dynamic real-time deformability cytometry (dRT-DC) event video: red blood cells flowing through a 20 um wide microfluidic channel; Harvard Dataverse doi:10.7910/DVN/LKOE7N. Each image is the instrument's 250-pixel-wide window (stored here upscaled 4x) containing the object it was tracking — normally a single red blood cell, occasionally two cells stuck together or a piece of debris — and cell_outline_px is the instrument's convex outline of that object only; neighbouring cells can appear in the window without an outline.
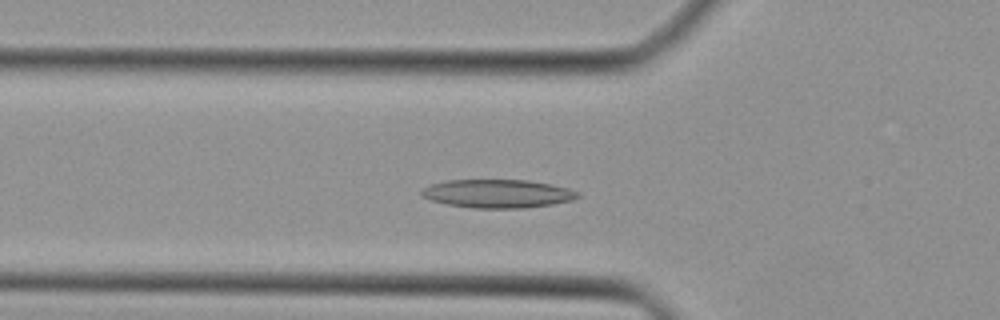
{"species": "Egyptian fruit bat (a non-hibernating species)", "species_latin": "Rousettus aegyptiacus", "temperature_condition": "cold", "stored_images_in_passage": 42, "camera_frame_rate_fps": 3000, "um_per_image_px": 0.085, "animal": {"sex": "female"}, "frame": {"image": 1, "passage_image": 12, "time_ms": 3.667, "image_size_px": [1000, 320], "cell_outline_px": [[580, 196], [572, 200], [552, 204], [524, 208], [472, 208], [448, 204], [432, 200], [420, 196], [420, 188], [432, 184], [448, 180], [528, 180], [552, 184], [568, 188], [576, 192]], "centroid_in_image_um": [42.26, 16.45], "position_along_channel_um": 83.5, "area_um2": 25.84}}
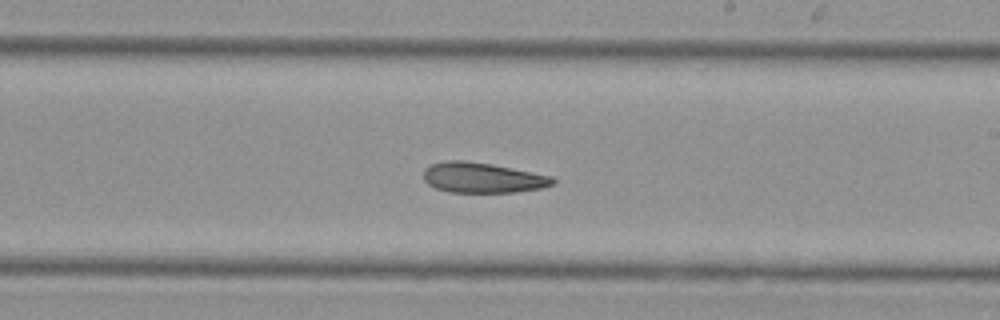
{"frame": {"image": 2, "passage_image": 23, "time_ms": 7.333, "image_size_px": [1000, 320], "cell_outline_px": [[556, 180], [552, 184], [540, 188], [516, 192], [448, 192], [436, 188], [428, 184], [424, 180], [424, 168], [432, 164], [448, 160], [464, 160], [492, 164], [552, 176]], "centroid_in_image_um": [40.99, 15.1], "position_along_channel_um": 248.0, "area_um2": 22.72}}
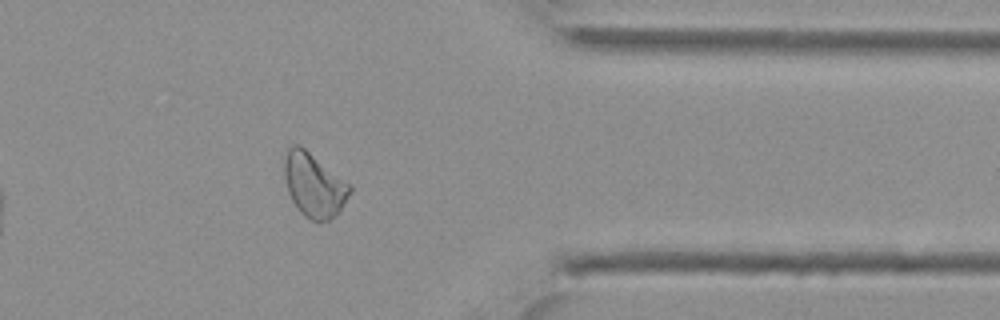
{"frame": {"image": 3, "passage_image": 33, "time_ms": 10.667, "image_size_px": [1000, 320], "cell_outline_px": [[352, 192], [340, 212], [336, 216], [320, 224], [316, 224], [304, 216], [300, 212], [292, 200], [288, 192], [284, 176], [284, 160], [288, 148], [292, 144], [300, 144], [352, 184]], "centroid_in_image_um": [26.73, 15.75], "position_along_channel_um": 384.7, "area_um2": 25.14}}